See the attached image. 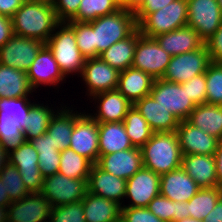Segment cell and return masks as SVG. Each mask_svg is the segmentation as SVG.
<instances>
[{
  "label": "cell",
  "mask_w": 222,
  "mask_h": 222,
  "mask_svg": "<svg viewBox=\"0 0 222 222\" xmlns=\"http://www.w3.org/2000/svg\"><path fill=\"white\" fill-rule=\"evenodd\" d=\"M12 22L14 35L37 39L44 44L61 23L52 2L46 0L23 2L13 15Z\"/></svg>",
  "instance_id": "cell-1"
},
{
  "label": "cell",
  "mask_w": 222,
  "mask_h": 222,
  "mask_svg": "<svg viewBox=\"0 0 222 222\" xmlns=\"http://www.w3.org/2000/svg\"><path fill=\"white\" fill-rule=\"evenodd\" d=\"M140 150L144 168L160 176L181 167L183 155L176 132H154Z\"/></svg>",
  "instance_id": "cell-2"
},
{
  "label": "cell",
  "mask_w": 222,
  "mask_h": 222,
  "mask_svg": "<svg viewBox=\"0 0 222 222\" xmlns=\"http://www.w3.org/2000/svg\"><path fill=\"white\" fill-rule=\"evenodd\" d=\"M88 23L93 27L95 51L98 54L112 44L126 39L138 28L134 12L122 7Z\"/></svg>",
  "instance_id": "cell-3"
},
{
  "label": "cell",
  "mask_w": 222,
  "mask_h": 222,
  "mask_svg": "<svg viewBox=\"0 0 222 222\" xmlns=\"http://www.w3.org/2000/svg\"><path fill=\"white\" fill-rule=\"evenodd\" d=\"M45 44L52 51L65 77L77 72L81 75L86 58L79 51L74 30L66 22H61L56 27Z\"/></svg>",
  "instance_id": "cell-4"
},
{
  "label": "cell",
  "mask_w": 222,
  "mask_h": 222,
  "mask_svg": "<svg viewBox=\"0 0 222 222\" xmlns=\"http://www.w3.org/2000/svg\"><path fill=\"white\" fill-rule=\"evenodd\" d=\"M187 0H174L164 8L149 13L139 24L141 35L154 38L187 26Z\"/></svg>",
  "instance_id": "cell-5"
},
{
  "label": "cell",
  "mask_w": 222,
  "mask_h": 222,
  "mask_svg": "<svg viewBox=\"0 0 222 222\" xmlns=\"http://www.w3.org/2000/svg\"><path fill=\"white\" fill-rule=\"evenodd\" d=\"M87 180L68 178L55 173L44 177L41 193L52 207L81 201L88 192Z\"/></svg>",
  "instance_id": "cell-6"
},
{
  "label": "cell",
  "mask_w": 222,
  "mask_h": 222,
  "mask_svg": "<svg viewBox=\"0 0 222 222\" xmlns=\"http://www.w3.org/2000/svg\"><path fill=\"white\" fill-rule=\"evenodd\" d=\"M211 63L210 55L204 44L195 51L172 56L162 79L181 84L196 75L205 73Z\"/></svg>",
  "instance_id": "cell-7"
},
{
  "label": "cell",
  "mask_w": 222,
  "mask_h": 222,
  "mask_svg": "<svg viewBox=\"0 0 222 222\" xmlns=\"http://www.w3.org/2000/svg\"><path fill=\"white\" fill-rule=\"evenodd\" d=\"M150 95L179 121L187 120L196 107L189 98L186 88H182L179 83L154 79Z\"/></svg>",
  "instance_id": "cell-8"
},
{
  "label": "cell",
  "mask_w": 222,
  "mask_h": 222,
  "mask_svg": "<svg viewBox=\"0 0 222 222\" xmlns=\"http://www.w3.org/2000/svg\"><path fill=\"white\" fill-rule=\"evenodd\" d=\"M74 111V127L69 148L97 164L99 159L98 122L86 112Z\"/></svg>",
  "instance_id": "cell-9"
},
{
  "label": "cell",
  "mask_w": 222,
  "mask_h": 222,
  "mask_svg": "<svg viewBox=\"0 0 222 222\" xmlns=\"http://www.w3.org/2000/svg\"><path fill=\"white\" fill-rule=\"evenodd\" d=\"M187 26L205 42L222 24V11L217 0H187Z\"/></svg>",
  "instance_id": "cell-10"
},
{
  "label": "cell",
  "mask_w": 222,
  "mask_h": 222,
  "mask_svg": "<svg viewBox=\"0 0 222 222\" xmlns=\"http://www.w3.org/2000/svg\"><path fill=\"white\" fill-rule=\"evenodd\" d=\"M171 57L154 38L141 35L135 47L132 67L146 72L153 79H162Z\"/></svg>",
  "instance_id": "cell-11"
},
{
  "label": "cell",
  "mask_w": 222,
  "mask_h": 222,
  "mask_svg": "<svg viewBox=\"0 0 222 222\" xmlns=\"http://www.w3.org/2000/svg\"><path fill=\"white\" fill-rule=\"evenodd\" d=\"M44 45L37 39L13 35L0 48V64L27 72Z\"/></svg>",
  "instance_id": "cell-12"
},
{
  "label": "cell",
  "mask_w": 222,
  "mask_h": 222,
  "mask_svg": "<svg viewBox=\"0 0 222 222\" xmlns=\"http://www.w3.org/2000/svg\"><path fill=\"white\" fill-rule=\"evenodd\" d=\"M9 162L18 169L29 193L41 192L44 177L39 168L38 152L30 141L25 140L17 149L12 150Z\"/></svg>",
  "instance_id": "cell-13"
},
{
  "label": "cell",
  "mask_w": 222,
  "mask_h": 222,
  "mask_svg": "<svg viewBox=\"0 0 222 222\" xmlns=\"http://www.w3.org/2000/svg\"><path fill=\"white\" fill-rule=\"evenodd\" d=\"M158 195H160V175L143 167L126 180L125 197L131 199V203L122 207H147Z\"/></svg>",
  "instance_id": "cell-14"
},
{
  "label": "cell",
  "mask_w": 222,
  "mask_h": 222,
  "mask_svg": "<svg viewBox=\"0 0 222 222\" xmlns=\"http://www.w3.org/2000/svg\"><path fill=\"white\" fill-rule=\"evenodd\" d=\"M119 73L100 58L86 59L80 75L88 89L86 95L91 98L95 94L117 89Z\"/></svg>",
  "instance_id": "cell-15"
},
{
  "label": "cell",
  "mask_w": 222,
  "mask_h": 222,
  "mask_svg": "<svg viewBox=\"0 0 222 222\" xmlns=\"http://www.w3.org/2000/svg\"><path fill=\"white\" fill-rule=\"evenodd\" d=\"M52 205L41 192L30 193L7 207V220L12 222H49Z\"/></svg>",
  "instance_id": "cell-16"
},
{
  "label": "cell",
  "mask_w": 222,
  "mask_h": 222,
  "mask_svg": "<svg viewBox=\"0 0 222 222\" xmlns=\"http://www.w3.org/2000/svg\"><path fill=\"white\" fill-rule=\"evenodd\" d=\"M175 132L182 155H214L220 141L193 126L187 120L180 121Z\"/></svg>",
  "instance_id": "cell-17"
},
{
  "label": "cell",
  "mask_w": 222,
  "mask_h": 222,
  "mask_svg": "<svg viewBox=\"0 0 222 222\" xmlns=\"http://www.w3.org/2000/svg\"><path fill=\"white\" fill-rule=\"evenodd\" d=\"M97 165L105 172L125 180L144 167L142 153L138 147L99 155Z\"/></svg>",
  "instance_id": "cell-18"
},
{
  "label": "cell",
  "mask_w": 222,
  "mask_h": 222,
  "mask_svg": "<svg viewBox=\"0 0 222 222\" xmlns=\"http://www.w3.org/2000/svg\"><path fill=\"white\" fill-rule=\"evenodd\" d=\"M26 74L35 91L41 84L54 87L66 78L54 59L52 51L46 44L39 50L37 57Z\"/></svg>",
  "instance_id": "cell-19"
},
{
  "label": "cell",
  "mask_w": 222,
  "mask_h": 222,
  "mask_svg": "<svg viewBox=\"0 0 222 222\" xmlns=\"http://www.w3.org/2000/svg\"><path fill=\"white\" fill-rule=\"evenodd\" d=\"M97 103V113L89 114L98 123L121 122L133 104L117 89L101 92L92 96Z\"/></svg>",
  "instance_id": "cell-20"
},
{
  "label": "cell",
  "mask_w": 222,
  "mask_h": 222,
  "mask_svg": "<svg viewBox=\"0 0 222 222\" xmlns=\"http://www.w3.org/2000/svg\"><path fill=\"white\" fill-rule=\"evenodd\" d=\"M87 186L89 193L113 200L120 205L125 198L126 180L105 172L97 164L91 168Z\"/></svg>",
  "instance_id": "cell-21"
},
{
  "label": "cell",
  "mask_w": 222,
  "mask_h": 222,
  "mask_svg": "<svg viewBox=\"0 0 222 222\" xmlns=\"http://www.w3.org/2000/svg\"><path fill=\"white\" fill-rule=\"evenodd\" d=\"M199 189L181 167L160 176V195L174 202H188Z\"/></svg>",
  "instance_id": "cell-22"
},
{
  "label": "cell",
  "mask_w": 222,
  "mask_h": 222,
  "mask_svg": "<svg viewBox=\"0 0 222 222\" xmlns=\"http://www.w3.org/2000/svg\"><path fill=\"white\" fill-rule=\"evenodd\" d=\"M134 106L147 121L153 132L176 131L180 121L159 102H156L151 95L143 97Z\"/></svg>",
  "instance_id": "cell-23"
},
{
  "label": "cell",
  "mask_w": 222,
  "mask_h": 222,
  "mask_svg": "<svg viewBox=\"0 0 222 222\" xmlns=\"http://www.w3.org/2000/svg\"><path fill=\"white\" fill-rule=\"evenodd\" d=\"M154 39L171 56L192 52L204 45L198 33L189 26L160 34Z\"/></svg>",
  "instance_id": "cell-24"
},
{
  "label": "cell",
  "mask_w": 222,
  "mask_h": 222,
  "mask_svg": "<svg viewBox=\"0 0 222 222\" xmlns=\"http://www.w3.org/2000/svg\"><path fill=\"white\" fill-rule=\"evenodd\" d=\"M181 168L200 188L218 186L214 155H183Z\"/></svg>",
  "instance_id": "cell-25"
},
{
  "label": "cell",
  "mask_w": 222,
  "mask_h": 222,
  "mask_svg": "<svg viewBox=\"0 0 222 222\" xmlns=\"http://www.w3.org/2000/svg\"><path fill=\"white\" fill-rule=\"evenodd\" d=\"M153 82L149 74L131 66L120 71L117 90L134 105L150 95Z\"/></svg>",
  "instance_id": "cell-26"
},
{
  "label": "cell",
  "mask_w": 222,
  "mask_h": 222,
  "mask_svg": "<svg viewBox=\"0 0 222 222\" xmlns=\"http://www.w3.org/2000/svg\"><path fill=\"white\" fill-rule=\"evenodd\" d=\"M99 155L124 151L134 148L128 137L123 121L98 123Z\"/></svg>",
  "instance_id": "cell-27"
},
{
  "label": "cell",
  "mask_w": 222,
  "mask_h": 222,
  "mask_svg": "<svg viewBox=\"0 0 222 222\" xmlns=\"http://www.w3.org/2000/svg\"><path fill=\"white\" fill-rule=\"evenodd\" d=\"M122 205L89 192L83 199V213L86 222H116L121 217Z\"/></svg>",
  "instance_id": "cell-28"
},
{
  "label": "cell",
  "mask_w": 222,
  "mask_h": 222,
  "mask_svg": "<svg viewBox=\"0 0 222 222\" xmlns=\"http://www.w3.org/2000/svg\"><path fill=\"white\" fill-rule=\"evenodd\" d=\"M140 36L141 33L137 28L129 37L112 44L99 54V58L119 72L126 70L132 66L135 47Z\"/></svg>",
  "instance_id": "cell-29"
},
{
  "label": "cell",
  "mask_w": 222,
  "mask_h": 222,
  "mask_svg": "<svg viewBox=\"0 0 222 222\" xmlns=\"http://www.w3.org/2000/svg\"><path fill=\"white\" fill-rule=\"evenodd\" d=\"M33 89L26 72L0 64V98L28 97Z\"/></svg>",
  "instance_id": "cell-30"
},
{
  "label": "cell",
  "mask_w": 222,
  "mask_h": 222,
  "mask_svg": "<svg viewBox=\"0 0 222 222\" xmlns=\"http://www.w3.org/2000/svg\"><path fill=\"white\" fill-rule=\"evenodd\" d=\"M193 126L222 140V106L200 104L190 113L187 119Z\"/></svg>",
  "instance_id": "cell-31"
},
{
  "label": "cell",
  "mask_w": 222,
  "mask_h": 222,
  "mask_svg": "<svg viewBox=\"0 0 222 222\" xmlns=\"http://www.w3.org/2000/svg\"><path fill=\"white\" fill-rule=\"evenodd\" d=\"M67 108V109H66ZM69 108V109H68ZM70 107L55 110L46 132L50 134L56 149L60 152L69 148L74 127V111Z\"/></svg>",
  "instance_id": "cell-32"
},
{
  "label": "cell",
  "mask_w": 222,
  "mask_h": 222,
  "mask_svg": "<svg viewBox=\"0 0 222 222\" xmlns=\"http://www.w3.org/2000/svg\"><path fill=\"white\" fill-rule=\"evenodd\" d=\"M30 143L38 152V162L43 177L58 173L60 166V151L56 149L49 133L45 132Z\"/></svg>",
  "instance_id": "cell-33"
},
{
  "label": "cell",
  "mask_w": 222,
  "mask_h": 222,
  "mask_svg": "<svg viewBox=\"0 0 222 222\" xmlns=\"http://www.w3.org/2000/svg\"><path fill=\"white\" fill-rule=\"evenodd\" d=\"M94 164L79 155L70 148L60 153V166L58 173L73 179H88L91 168Z\"/></svg>",
  "instance_id": "cell-34"
},
{
  "label": "cell",
  "mask_w": 222,
  "mask_h": 222,
  "mask_svg": "<svg viewBox=\"0 0 222 222\" xmlns=\"http://www.w3.org/2000/svg\"><path fill=\"white\" fill-rule=\"evenodd\" d=\"M123 123L134 147L141 148L154 133L134 105L128 110Z\"/></svg>",
  "instance_id": "cell-35"
},
{
  "label": "cell",
  "mask_w": 222,
  "mask_h": 222,
  "mask_svg": "<svg viewBox=\"0 0 222 222\" xmlns=\"http://www.w3.org/2000/svg\"><path fill=\"white\" fill-rule=\"evenodd\" d=\"M53 109L42 104L34 102L31 106L28 118L25 120L26 126L23 129V134L26 141L37 138L44 134L49 127L52 116L54 115Z\"/></svg>",
  "instance_id": "cell-36"
},
{
  "label": "cell",
  "mask_w": 222,
  "mask_h": 222,
  "mask_svg": "<svg viewBox=\"0 0 222 222\" xmlns=\"http://www.w3.org/2000/svg\"><path fill=\"white\" fill-rule=\"evenodd\" d=\"M221 196L222 191L218 186L212 188H200L199 191L187 202V210L190 217L201 220L206 218Z\"/></svg>",
  "instance_id": "cell-37"
},
{
  "label": "cell",
  "mask_w": 222,
  "mask_h": 222,
  "mask_svg": "<svg viewBox=\"0 0 222 222\" xmlns=\"http://www.w3.org/2000/svg\"><path fill=\"white\" fill-rule=\"evenodd\" d=\"M120 8L119 0H81L77 14L70 21L90 22Z\"/></svg>",
  "instance_id": "cell-38"
},
{
  "label": "cell",
  "mask_w": 222,
  "mask_h": 222,
  "mask_svg": "<svg viewBox=\"0 0 222 222\" xmlns=\"http://www.w3.org/2000/svg\"><path fill=\"white\" fill-rule=\"evenodd\" d=\"M0 178L11 202L18 201L30 194L18 169L10 162L0 171Z\"/></svg>",
  "instance_id": "cell-39"
},
{
  "label": "cell",
  "mask_w": 222,
  "mask_h": 222,
  "mask_svg": "<svg viewBox=\"0 0 222 222\" xmlns=\"http://www.w3.org/2000/svg\"><path fill=\"white\" fill-rule=\"evenodd\" d=\"M25 141L23 130L12 116L0 115V143L10 153Z\"/></svg>",
  "instance_id": "cell-40"
},
{
  "label": "cell",
  "mask_w": 222,
  "mask_h": 222,
  "mask_svg": "<svg viewBox=\"0 0 222 222\" xmlns=\"http://www.w3.org/2000/svg\"><path fill=\"white\" fill-rule=\"evenodd\" d=\"M75 32L76 44L81 54L86 58H99L95 51L93 27L88 22H66Z\"/></svg>",
  "instance_id": "cell-41"
},
{
  "label": "cell",
  "mask_w": 222,
  "mask_h": 222,
  "mask_svg": "<svg viewBox=\"0 0 222 222\" xmlns=\"http://www.w3.org/2000/svg\"><path fill=\"white\" fill-rule=\"evenodd\" d=\"M34 104L28 97L22 98H0V115L12 116L23 130L26 126L31 106Z\"/></svg>",
  "instance_id": "cell-42"
},
{
  "label": "cell",
  "mask_w": 222,
  "mask_h": 222,
  "mask_svg": "<svg viewBox=\"0 0 222 222\" xmlns=\"http://www.w3.org/2000/svg\"><path fill=\"white\" fill-rule=\"evenodd\" d=\"M206 104L222 106V63H211L205 72Z\"/></svg>",
  "instance_id": "cell-43"
},
{
  "label": "cell",
  "mask_w": 222,
  "mask_h": 222,
  "mask_svg": "<svg viewBox=\"0 0 222 222\" xmlns=\"http://www.w3.org/2000/svg\"><path fill=\"white\" fill-rule=\"evenodd\" d=\"M49 222H86L83 213V200L52 207Z\"/></svg>",
  "instance_id": "cell-44"
},
{
  "label": "cell",
  "mask_w": 222,
  "mask_h": 222,
  "mask_svg": "<svg viewBox=\"0 0 222 222\" xmlns=\"http://www.w3.org/2000/svg\"><path fill=\"white\" fill-rule=\"evenodd\" d=\"M147 208L160 220L165 222H174L176 202L158 195L149 202Z\"/></svg>",
  "instance_id": "cell-45"
},
{
  "label": "cell",
  "mask_w": 222,
  "mask_h": 222,
  "mask_svg": "<svg viewBox=\"0 0 222 222\" xmlns=\"http://www.w3.org/2000/svg\"><path fill=\"white\" fill-rule=\"evenodd\" d=\"M186 88L189 98L195 105L206 104L207 83L205 73L194 76L187 82L181 83Z\"/></svg>",
  "instance_id": "cell-46"
},
{
  "label": "cell",
  "mask_w": 222,
  "mask_h": 222,
  "mask_svg": "<svg viewBox=\"0 0 222 222\" xmlns=\"http://www.w3.org/2000/svg\"><path fill=\"white\" fill-rule=\"evenodd\" d=\"M121 218L126 222H165L156 217L147 207H122Z\"/></svg>",
  "instance_id": "cell-47"
},
{
  "label": "cell",
  "mask_w": 222,
  "mask_h": 222,
  "mask_svg": "<svg viewBox=\"0 0 222 222\" xmlns=\"http://www.w3.org/2000/svg\"><path fill=\"white\" fill-rule=\"evenodd\" d=\"M81 0H53V8L60 22L70 21L78 12Z\"/></svg>",
  "instance_id": "cell-48"
},
{
  "label": "cell",
  "mask_w": 222,
  "mask_h": 222,
  "mask_svg": "<svg viewBox=\"0 0 222 222\" xmlns=\"http://www.w3.org/2000/svg\"><path fill=\"white\" fill-rule=\"evenodd\" d=\"M204 44L207 47L212 63H222V24Z\"/></svg>",
  "instance_id": "cell-49"
},
{
  "label": "cell",
  "mask_w": 222,
  "mask_h": 222,
  "mask_svg": "<svg viewBox=\"0 0 222 222\" xmlns=\"http://www.w3.org/2000/svg\"><path fill=\"white\" fill-rule=\"evenodd\" d=\"M174 0H144L143 4L134 12L137 25L149 14L164 8Z\"/></svg>",
  "instance_id": "cell-50"
},
{
  "label": "cell",
  "mask_w": 222,
  "mask_h": 222,
  "mask_svg": "<svg viewBox=\"0 0 222 222\" xmlns=\"http://www.w3.org/2000/svg\"><path fill=\"white\" fill-rule=\"evenodd\" d=\"M14 35L12 18L0 15V48Z\"/></svg>",
  "instance_id": "cell-51"
},
{
  "label": "cell",
  "mask_w": 222,
  "mask_h": 222,
  "mask_svg": "<svg viewBox=\"0 0 222 222\" xmlns=\"http://www.w3.org/2000/svg\"><path fill=\"white\" fill-rule=\"evenodd\" d=\"M22 3V0H0V15L12 18Z\"/></svg>",
  "instance_id": "cell-52"
},
{
  "label": "cell",
  "mask_w": 222,
  "mask_h": 222,
  "mask_svg": "<svg viewBox=\"0 0 222 222\" xmlns=\"http://www.w3.org/2000/svg\"><path fill=\"white\" fill-rule=\"evenodd\" d=\"M215 164H216V174L218 187H222V140L219 141L217 149L214 154Z\"/></svg>",
  "instance_id": "cell-53"
},
{
  "label": "cell",
  "mask_w": 222,
  "mask_h": 222,
  "mask_svg": "<svg viewBox=\"0 0 222 222\" xmlns=\"http://www.w3.org/2000/svg\"><path fill=\"white\" fill-rule=\"evenodd\" d=\"M204 222H222V196L217 201L213 210H211L207 217L203 219Z\"/></svg>",
  "instance_id": "cell-54"
},
{
  "label": "cell",
  "mask_w": 222,
  "mask_h": 222,
  "mask_svg": "<svg viewBox=\"0 0 222 222\" xmlns=\"http://www.w3.org/2000/svg\"><path fill=\"white\" fill-rule=\"evenodd\" d=\"M188 217H190V214L187 210V202H176V213L174 214V221H179Z\"/></svg>",
  "instance_id": "cell-55"
},
{
  "label": "cell",
  "mask_w": 222,
  "mask_h": 222,
  "mask_svg": "<svg viewBox=\"0 0 222 222\" xmlns=\"http://www.w3.org/2000/svg\"><path fill=\"white\" fill-rule=\"evenodd\" d=\"M120 6L126 10L135 12L144 2V0H119Z\"/></svg>",
  "instance_id": "cell-56"
},
{
  "label": "cell",
  "mask_w": 222,
  "mask_h": 222,
  "mask_svg": "<svg viewBox=\"0 0 222 222\" xmlns=\"http://www.w3.org/2000/svg\"><path fill=\"white\" fill-rule=\"evenodd\" d=\"M11 201L9 199V195L7 192H5L4 185L1 182L0 178V206L1 207H8L10 205Z\"/></svg>",
  "instance_id": "cell-57"
},
{
  "label": "cell",
  "mask_w": 222,
  "mask_h": 222,
  "mask_svg": "<svg viewBox=\"0 0 222 222\" xmlns=\"http://www.w3.org/2000/svg\"><path fill=\"white\" fill-rule=\"evenodd\" d=\"M9 152L0 143V171L9 163Z\"/></svg>",
  "instance_id": "cell-58"
},
{
  "label": "cell",
  "mask_w": 222,
  "mask_h": 222,
  "mask_svg": "<svg viewBox=\"0 0 222 222\" xmlns=\"http://www.w3.org/2000/svg\"><path fill=\"white\" fill-rule=\"evenodd\" d=\"M7 221V208L0 206V222Z\"/></svg>",
  "instance_id": "cell-59"
},
{
  "label": "cell",
  "mask_w": 222,
  "mask_h": 222,
  "mask_svg": "<svg viewBox=\"0 0 222 222\" xmlns=\"http://www.w3.org/2000/svg\"><path fill=\"white\" fill-rule=\"evenodd\" d=\"M174 222H204V221L201 219H195V218L188 217V218H184V219H181L179 221H174Z\"/></svg>",
  "instance_id": "cell-60"
},
{
  "label": "cell",
  "mask_w": 222,
  "mask_h": 222,
  "mask_svg": "<svg viewBox=\"0 0 222 222\" xmlns=\"http://www.w3.org/2000/svg\"><path fill=\"white\" fill-rule=\"evenodd\" d=\"M217 1H218L220 8H221V11H222V0H217Z\"/></svg>",
  "instance_id": "cell-61"
},
{
  "label": "cell",
  "mask_w": 222,
  "mask_h": 222,
  "mask_svg": "<svg viewBox=\"0 0 222 222\" xmlns=\"http://www.w3.org/2000/svg\"><path fill=\"white\" fill-rule=\"evenodd\" d=\"M116 222H126L121 217Z\"/></svg>",
  "instance_id": "cell-62"
}]
</instances>
